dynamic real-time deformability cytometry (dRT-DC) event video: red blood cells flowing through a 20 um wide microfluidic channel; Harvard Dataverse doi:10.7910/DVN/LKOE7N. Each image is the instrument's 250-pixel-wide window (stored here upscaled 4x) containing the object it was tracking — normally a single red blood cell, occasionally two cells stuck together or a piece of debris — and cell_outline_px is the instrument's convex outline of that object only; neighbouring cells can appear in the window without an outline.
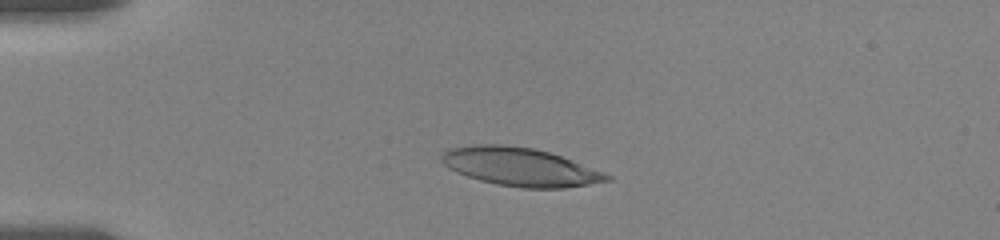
{"species": "human", "species_latin": "Homo sapiens", "temperature_condition": "room temperature", "stored_images_in_passage": 18, "camera_frame_rate_fps": 3000, "um_per_image_px": 0.085, "donor": {"sex": "female"}, "frame": {"image": 1, "passage_image": 11, "time_ms": 3.667, "image_size_px": [1000, 240], "cell_outline_px": [[612, 180], [564, 188], [524, 188], [496, 184], [480, 180], [456, 172], [448, 168], [440, 160], [440, 156], [448, 148], [472, 144], [504, 144], [532, 148], [548, 152], [572, 160], [604, 172], [612, 176]], "centroid_in_image_um": [44.17, 14.17], "position_along_channel_um": 40.8, "area_um2": 36.88}}
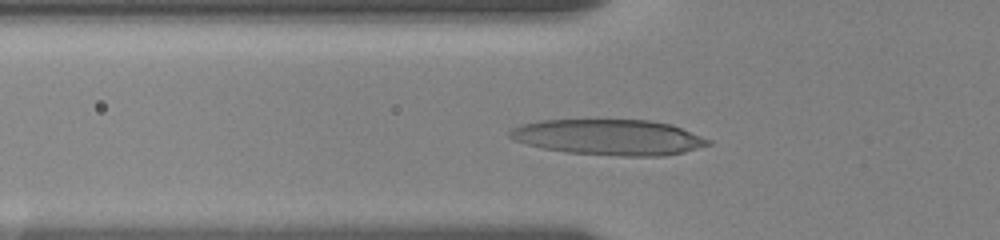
{"frame": {"image": 2, "passage_image": 16, "time_ms": 5.667, "image_size_px": [1000, 240], "cell_outline_px": [[712, 144], [684, 152], [664, 156], [620, 156], [564, 152], [544, 148], [528, 144], [516, 140], [508, 136], [508, 132], [512, 128], [524, 124], [540, 120], [652, 120], [672, 124], [712, 140]], "centroid_in_image_um": [51.81, 11.66], "position_along_channel_um": 74.0, "area_um2": 41.27}}
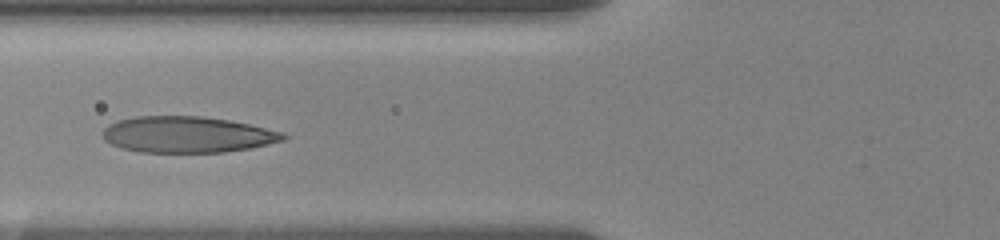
{"frame": {"image": 3, "passage_image": 17, "time_ms": 6.667, "image_size_px": [1000, 240], "cell_outline_px": [[288, 136], [284, 140], [268, 144], [248, 148], [224, 152], [140, 152], [120, 148], [104, 140], [100, 132], [108, 124], [116, 120], [136, 116], [200, 116], [228, 120], [248, 124], [284, 132]], "centroid_in_image_um": [15.86, 11.43], "position_along_channel_um": 109.9, "area_um2": 38.21}}